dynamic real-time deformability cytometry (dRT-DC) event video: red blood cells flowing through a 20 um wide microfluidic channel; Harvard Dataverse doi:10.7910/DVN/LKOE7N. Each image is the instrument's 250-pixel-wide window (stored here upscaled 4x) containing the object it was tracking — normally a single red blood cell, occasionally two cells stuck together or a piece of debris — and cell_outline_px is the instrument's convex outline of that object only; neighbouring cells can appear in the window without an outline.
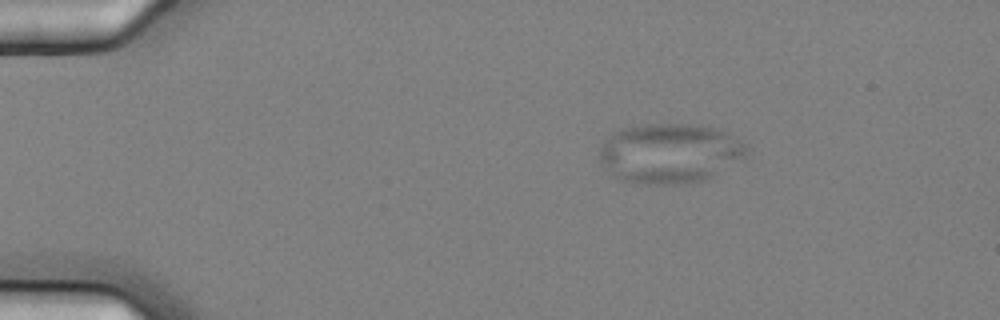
{"species": "common noctule bat (a hibernating species)", "species_latin": "Nyctalus noctula", "temperature_condition": "cold", "stored_images_in_passage": 9, "camera_frame_rate_fps": 3000, "um_per_image_px": 0.085, "animal": {"sex": "female", "body_mass_g": 25.1}, "frame": {"image": 1, "passage_image": 1, "time_ms": 0.0, "image_size_px": [1000, 320], "cell_outline_px": [[748, 148], [744, 156], [704, 180], [684, 184], [640, 184], [624, 180], [616, 176], [600, 160], [600, 148], [612, 132], [620, 128], [644, 124], [684, 124], [712, 128], [724, 132], [744, 144]], "centroid_in_image_um": [56.87, 13.02], "position_along_channel_um": 28.1, "area_um2": 50.23}}